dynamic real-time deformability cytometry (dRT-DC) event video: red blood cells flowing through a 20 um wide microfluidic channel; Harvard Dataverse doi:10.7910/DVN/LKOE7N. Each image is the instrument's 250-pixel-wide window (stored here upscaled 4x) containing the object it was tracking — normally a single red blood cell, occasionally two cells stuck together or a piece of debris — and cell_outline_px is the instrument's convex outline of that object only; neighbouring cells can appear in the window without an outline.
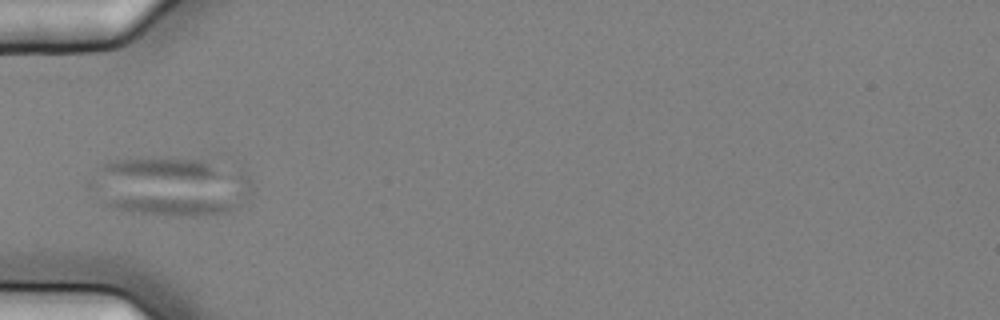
{"species": "common noctule bat (a hibernating species)", "species_latin": "Nyctalus noctula", "temperature_condition": "cold", "stored_images_in_passage": 9, "segment_of_instrument_passage": [2, 2], "camera_frame_rate_fps": 3000, "um_per_image_px": 0.085, "animal": {"sex": "female", "body_mass_g": 25.1}, "frame": {"image": 1, "passage_image": 6, "time_ms": 1.667, "image_size_px": [1000, 320], "cell_outline_px": [[252, 192], [236, 208], [228, 212], [204, 216], [172, 216], [132, 212], [116, 208], [104, 204], [112, 200], [240, 168], [244, 168], [252, 180]], "centroid_in_image_um": [16.33, 16.7], "position_along_channel_um": 68.7, "area_um2": 29.54}}
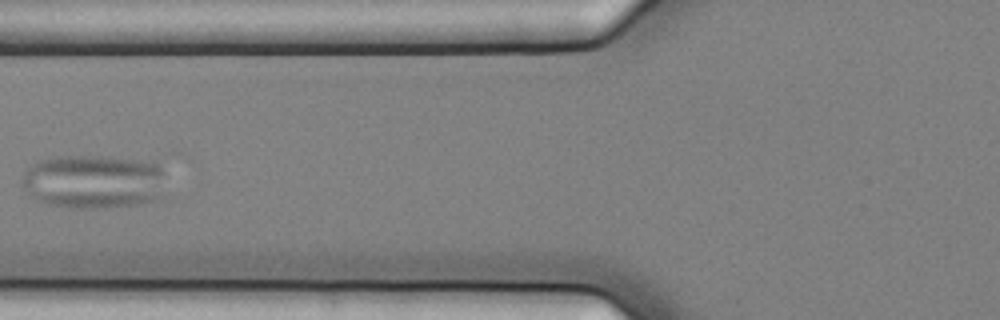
{"frame": {"image": 2, "passage_image": 7, "time_ms": 2.0, "image_size_px": [1000, 320], "cell_outline_px": [[164, 196], [156, 200], [136, 204], [104, 208], [72, 208], [44, 204], [28, 196], [20, 180], [24, 172], [32, 164], [40, 160], [68, 156], [100, 156], [132, 160], [156, 164], [164, 172]], "centroid_in_image_um": [7.91, 15.47], "position_along_channel_um": 117.9, "area_um2": 45.49}}